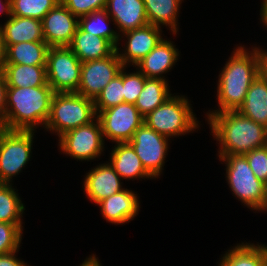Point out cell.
<instances>
[{"instance_id":"obj_14","label":"cell","mask_w":267,"mask_h":266,"mask_svg":"<svg viewBox=\"0 0 267 266\" xmlns=\"http://www.w3.org/2000/svg\"><path fill=\"white\" fill-rule=\"evenodd\" d=\"M41 21L44 41L49 47L69 46L79 26V18L61 2Z\"/></svg>"},{"instance_id":"obj_19","label":"cell","mask_w":267,"mask_h":266,"mask_svg":"<svg viewBox=\"0 0 267 266\" xmlns=\"http://www.w3.org/2000/svg\"><path fill=\"white\" fill-rule=\"evenodd\" d=\"M111 150L109 164L122 179L136 180L154 179L142 165L140 158L137 156L134 148L129 142L116 143Z\"/></svg>"},{"instance_id":"obj_20","label":"cell","mask_w":267,"mask_h":266,"mask_svg":"<svg viewBox=\"0 0 267 266\" xmlns=\"http://www.w3.org/2000/svg\"><path fill=\"white\" fill-rule=\"evenodd\" d=\"M2 29L6 48L20 42L44 41L39 19L10 15Z\"/></svg>"},{"instance_id":"obj_10","label":"cell","mask_w":267,"mask_h":266,"mask_svg":"<svg viewBox=\"0 0 267 266\" xmlns=\"http://www.w3.org/2000/svg\"><path fill=\"white\" fill-rule=\"evenodd\" d=\"M103 138L115 143L129 142L144 118L133 103L123 102L97 114Z\"/></svg>"},{"instance_id":"obj_32","label":"cell","mask_w":267,"mask_h":266,"mask_svg":"<svg viewBox=\"0 0 267 266\" xmlns=\"http://www.w3.org/2000/svg\"><path fill=\"white\" fill-rule=\"evenodd\" d=\"M22 224L0 222V255L17 251L20 248L24 229Z\"/></svg>"},{"instance_id":"obj_9","label":"cell","mask_w":267,"mask_h":266,"mask_svg":"<svg viewBox=\"0 0 267 266\" xmlns=\"http://www.w3.org/2000/svg\"><path fill=\"white\" fill-rule=\"evenodd\" d=\"M104 138L101 124L96 117L92 122L69 130L59 137V148L63 154L79 161L94 160L102 154Z\"/></svg>"},{"instance_id":"obj_12","label":"cell","mask_w":267,"mask_h":266,"mask_svg":"<svg viewBox=\"0 0 267 266\" xmlns=\"http://www.w3.org/2000/svg\"><path fill=\"white\" fill-rule=\"evenodd\" d=\"M123 67L116 50L108 57L82 62L80 84L76 93L95 100Z\"/></svg>"},{"instance_id":"obj_2","label":"cell","mask_w":267,"mask_h":266,"mask_svg":"<svg viewBox=\"0 0 267 266\" xmlns=\"http://www.w3.org/2000/svg\"><path fill=\"white\" fill-rule=\"evenodd\" d=\"M213 138L219 143L218 157L244 155L267 145V128L238 111L206 113Z\"/></svg>"},{"instance_id":"obj_5","label":"cell","mask_w":267,"mask_h":266,"mask_svg":"<svg viewBox=\"0 0 267 266\" xmlns=\"http://www.w3.org/2000/svg\"><path fill=\"white\" fill-rule=\"evenodd\" d=\"M189 102L187 96L173 94L144 117V123L169 139L193 133L199 128L200 123Z\"/></svg>"},{"instance_id":"obj_39","label":"cell","mask_w":267,"mask_h":266,"mask_svg":"<svg viewBox=\"0 0 267 266\" xmlns=\"http://www.w3.org/2000/svg\"><path fill=\"white\" fill-rule=\"evenodd\" d=\"M80 266H102L100 261L98 260V257L96 255H91L90 257H87Z\"/></svg>"},{"instance_id":"obj_40","label":"cell","mask_w":267,"mask_h":266,"mask_svg":"<svg viewBox=\"0 0 267 266\" xmlns=\"http://www.w3.org/2000/svg\"><path fill=\"white\" fill-rule=\"evenodd\" d=\"M260 21L267 28V0H263L260 10Z\"/></svg>"},{"instance_id":"obj_16","label":"cell","mask_w":267,"mask_h":266,"mask_svg":"<svg viewBox=\"0 0 267 266\" xmlns=\"http://www.w3.org/2000/svg\"><path fill=\"white\" fill-rule=\"evenodd\" d=\"M105 10L119 35L149 24L143 0H107Z\"/></svg>"},{"instance_id":"obj_21","label":"cell","mask_w":267,"mask_h":266,"mask_svg":"<svg viewBox=\"0 0 267 266\" xmlns=\"http://www.w3.org/2000/svg\"><path fill=\"white\" fill-rule=\"evenodd\" d=\"M68 47L81 62L108 57L116 50L107 39L84 32L79 26Z\"/></svg>"},{"instance_id":"obj_11","label":"cell","mask_w":267,"mask_h":266,"mask_svg":"<svg viewBox=\"0 0 267 266\" xmlns=\"http://www.w3.org/2000/svg\"><path fill=\"white\" fill-rule=\"evenodd\" d=\"M168 140L170 139L143 123L129 141L142 165L154 179L159 178L162 173L168 155Z\"/></svg>"},{"instance_id":"obj_43","label":"cell","mask_w":267,"mask_h":266,"mask_svg":"<svg viewBox=\"0 0 267 266\" xmlns=\"http://www.w3.org/2000/svg\"><path fill=\"white\" fill-rule=\"evenodd\" d=\"M259 211H266L267 212V184H266V190H265V199L262 207L260 208Z\"/></svg>"},{"instance_id":"obj_34","label":"cell","mask_w":267,"mask_h":266,"mask_svg":"<svg viewBox=\"0 0 267 266\" xmlns=\"http://www.w3.org/2000/svg\"><path fill=\"white\" fill-rule=\"evenodd\" d=\"M256 178L267 184V145L244 154Z\"/></svg>"},{"instance_id":"obj_22","label":"cell","mask_w":267,"mask_h":266,"mask_svg":"<svg viewBox=\"0 0 267 266\" xmlns=\"http://www.w3.org/2000/svg\"><path fill=\"white\" fill-rule=\"evenodd\" d=\"M238 112L267 128V76L263 72L250 85Z\"/></svg>"},{"instance_id":"obj_18","label":"cell","mask_w":267,"mask_h":266,"mask_svg":"<svg viewBox=\"0 0 267 266\" xmlns=\"http://www.w3.org/2000/svg\"><path fill=\"white\" fill-rule=\"evenodd\" d=\"M179 51L172 41L162 39L157 46L141 59L136 65L137 68L146 78L165 79L166 74L175 66L178 61Z\"/></svg>"},{"instance_id":"obj_28","label":"cell","mask_w":267,"mask_h":266,"mask_svg":"<svg viewBox=\"0 0 267 266\" xmlns=\"http://www.w3.org/2000/svg\"><path fill=\"white\" fill-rule=\"evenodd\" d=\"M113 20L109 17L106 10L94 11L88 15L79 18V27L87 33L94 36L107 39L115 48L119 43L118 31L110 28V22ZM109 22V23H108Z\"/></svg>"},{"instance_id":"obj_24","label":"cell","mask_w":267,"mask_h":266,"mask_svg":"<svg viewBox=\"0 0 267 266\" xmlns=\"http://www.w3.org/2000/svg\"><path fill=\"white\" fill-rule=\"evenodd\" d=\"M148 23L161 28L168 26L173 34L178 32L180 4L184 0H143ZM178 15V16H177ZM178 26V27H177Z\"/></svg>"},{"instance_id":"obj_41","label":"cell","mask_w":267,"mask_h":266,"mask_svg":"<svg viewBox=\"0 0 267 266\" xmlns=\"http://www.w3.org/2000/svg\"><path fill=\"white\" fill-rule=\"evenodd\" d=\"M4 12L6 17L10 16V0H4V2L0 0V16L2 13L4 14Z\"/></svg>"},{"instance_id":"obj_37","label":"cell","mask_w":267,"mask_h":266,"mask_svg":"<svg viewBox=\"0 0 267 266\" xmlns=\"http://www.w3.org/2000/svg\"><path fill=\"white\" fill-rule=\"evenodd\" d=\"M18 251L0 255V266H29L24 260L16 258Z\"/></svg>"},{"instance_id":"obj_6","label":"cell","mask_w":267,"mask_h":266,"mask_svg":"<svg viewBox=\"0 0 267 266\" xmlns=\"http://www.w3.org/2000/svg\"><path fill=\"white\" fill-rule=\"evenodd\" d=\"M226 165V180L234 196L251 210L259 211L265 199L266 184L257 179L244 155L219 157Z\"/></svg>"},{"instance_id":"obj_1","label":"cell","mask_w":267,"mask_h":266,"mask_svg":"<svg viewBox=\"0 0 267 266\" xmlns=\"http://www.w3.org/2000/svg\"><path fill=\"white\" fill-rule=\"evenodd\" d=\"M261 72L259 47L254 46L252 51H248L244 46L235 48L218 77L216 96L219 108L207 113L238 111L250 85Z\"/></svg>"},{"instance_id":"obj_36","label":"cell","mask_w":267,"mask_h":266,"mask_svg":"<svg viewBox=\"0 0 267 266\" xmlns=\"http://www.w3.org/2000/svg\"><path fill=\"white\" fill-rule=\"evenodd\" d=\"M7 88L8 86L5 74L0 69V121L5 117Z\"/></svg>"},{"instance_id":"obj_13","label":"cell","mask_w":267,"mask_h":266,"mask_svg":"<svg viewBox=\"0 0 267 266\" xmlns=\"http://www.w3.org/2000/svg\"><path fill=\"white\" fill-rule=\"evenodd\" d=\"M122 38L128 41L126 40L124 49H121L123 51H120V48L117 46L116 52L125 67L130 66V64L134 67L163 39L162 29L151 24L119 35V41Z\"/></svg>"},{"instance_id":"obj_33","label":"cell","mask_w":267,"mask_h":266,"mask_svg":"<svg viewBox=\"0 0 267 266\" xmlns=\"http://www.w3.org/2000/svg\"><path fill=\"white\" fill-rule=\"evenodd\" d=\"M123 67L124 102L135 104L139 94L143 90L146 76L137 68L136 72H126Z\"/></svg>"},{"instance_id":"obj_27","label":"cell","mask_w":267,"mask_h":266,"mask_svg":"<svg viewBox=\"0 0 267 266\" xmlns=\"http://www.w3.org/2000/svg\"><path fill=\"white\" fill-rule=\"evenodd\" d=\"M218 266H266L264 244L239 243L223 255Z\"/></svg>"},{"instance_id":"obj_7","label":"cell","mask_w":267,"mask_h":266,"mask_svg":"<svg viewBox=\"0 0 267 266\" xmlns=\"http://www.w3.org/2000/svg\"><path fill=\"white\" fill-rule=\"evenodd\" d=\"M35 131L0 127V183L11 184L30 161Z\"/></svg>"},{"instance_id":"obj_35","label":"cell","mask_w":267,"mask_h":266,"mask_svg":"<svg viewBox=\"0 0 267 266\" xmlns=\"http://www.w3.org/2000/svg\"><path fill=\"white\" fill-rule=\"evenodd\" d=\"M60 2L80 18L94 11L105 9L107 0H60Z\"/></svg>"},{"instance_id":"obj_15","label":"cell","mask_w":267,"mask_h":266,"mask_svg":"<svg viewBox=\"0 0 267 266\" xmlns=\"http://www.w3.org/2000/svg\"><path fill=\"white\" fill-rule=\"evenodd\" d=\"M121 180L109 162L102 163L86 173L83 189L87 198L97 204L104 198L125 189L122 188Z\"/></svg>"},{"instance_id":"obj_4","label":"cell","mask_w":267,"mask_h":266,"mask_svg":"<svg viewBox=\"0 0 267 266\" xmlns=\"http://www.w3.org/2000/svg\"><path fill=\"white\" fill-rule=\"evenodd\" d=\"M96 117L94 100L76 92L54 93L44 128L55 132L59 138L69 130L89 124Z\"/></svg>"},{"instance_id":"obj_23","label":"cell","mask_w":267,"mask_h":266,"mask_svg":"<svg viewBox=\"0 0 267 266\" xmlns=\"http://www.w3.org/2000/svg\"><path fill=\"white\" fill-rule=\"evenodd\" d=\"M49 46L45 41L20 42L9 45L3 64L46 66Z\"/></svg>"},{"instance_id":"obj_8","label":"cell","mask_w":267,"mask_h":266,"mask_svg":"<svg viewBox=\"0 0 267 266\" xmlns=\"http://www.w3.org/2000/svg\"><path fill=\"white\" fill-rule=\"evenodd\" d=\"M82 62L68 46L49 47L47 82L55 93L77 92Z\"/></svg>"},{"instance_id":"obj_38","label":"cell","mask_w":267,"mask_h":266,"mask_svg":"<svg viewBox=\"0 0 267 266\" xmlns=\"http://www.w3.org/2000/svg\"><path fill=\"white\" fill-rule=\"evenodd\" d=\"M5 51H6V47L4 43L3 29H2V25H0V69L4 63Z\"/></svg>"},{"instance_id":"obj_17","label":"cell","mask_w":267,"mask_h":266,"mask_svg":"<svg viewBox=\"0 0 267 266\" xmlns=\"http://www.w3.org/2000/svg\"><path fill=\"white\" fill-rule=\"evenodd\" d=\"M137 193L127 188L104 198L97 205L101 208L102 217L112 224L130 222L138 215L140 203Z\"/></svg>"},{"instance_id":"obj_3","label":"cell","mask_w":267,"mask_h":266,"mask_svg":"<svg viewBox=\"0 0 267 266\" xmlns=\"http://www.w3.org/2000/svg\"><path fill=\"white\" fill-rule=\"evenodd\" d=\"M53 89L47 83L38 87H8L5 117L0 127L7 130L36 131L49 118Z\"/></svg>"},{"instance_id":"obj_42","label":"cell","mask_w":267,"mask_h":266,"mask_svg":"<svg viewBox=\"0 0 267 266\" xmlns=\"http://www.w3.org/2000/svg\"><path fill=\"white\" fill-rule=\"evenodd\" d=\"M261 61H262V72L267 76V50L260 49Z\"/></svg>"},{"instance_id":"obj_26","label":"cell","mask_w":267,"mask_h":266,"mask_svg":"<svg viewBox=\"0 0 267 266\" xmlns=\"http://www.w3.org/2000/svg\"><path fill=\"white\" fill-rule=\"evenodd\" d=\"M169 87V83L165 79H145L143 90L134 104L143 118L162 105L172 95Z\"/></svg>"},{"instance_id":"obj_30","label":"cell","mask_w":267,"mask_h":266,"mask_svg":"<svg viewBox=\"0 0 267 266\" xmlns=\"http://www.w3.org/2000/svg\"><path fill=\"white\" fill-rule=\"evenodd\" d=\"M60 0H10V15L42 20Z\"/></svg>"},{"instance_id":"obj_25","label":"cell","mask_w":267,"mask_h":266,"mask_svg":"<svg viewBox=\"0 0 267 266\" xmlns=\"http://www.w3.org/2000/svg\"><path fill=\"white\" fill-rule=\"evenodd\" d=\"M8 87H38L47 82L46 66L3 64Z\"/></svg>"},{"instance_id":"obj_31","label":"cell","mask_w":267,"mask_h":266,"mask_svg":"<svg viewBox=\"0 0 267 266\" xmlns=\"http://www.w3.org/2000/svg\"><path fill=\"white\" fill-rule=\"evenodd\" d=\"M124 102L123 68L101 91L94 100L96 115Z\"/></svg>"},{"instance_id":"obj_29","label":"cell","mask_w":267,"mask_h":266,"mask_svg":"<svg viewBox=\"0 0 267 266\" xmlns=\"http://www.w3.org/2000/svg\"><path fill=\"white\" fill-rule=\"evenodd\" d=\"M11 184L0 183V222L23 223L25 206Z\"/></svg>"},{"instance_id":"obj_44","label":"cell","mask_w":267,"mask_h":266,"mask_svg":"<svg viewBox=\"0 0 267 266\" xmlns=\"http://www.w3.org/2000/svg\"><path fill=\"white\" fill-rule=\"evenodd\" d=\"M264 253L266 256V266H267V246L264 244Z\"/></svg>"}]
</instances>
